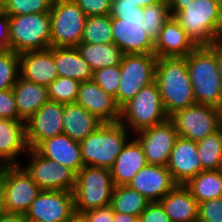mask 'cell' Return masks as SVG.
<instances>
[{"label":"cell","instance_id":"1","mask_svg":"<svg viewBox=\"0 0 222 222\" xmlns=\"http://www.w3.org/2000/svg\"><path fill=\"white\" fill-rule=\"evenodd\" d=\"M169 7L171 16L197 47L211 46L222 39V8L213 0H194Z\"/></svg>","mask_w":222,"mask_h":222},{"label":"cell","instance_id":"2","mask_svg":"<svg viewBox=\"0 0 222 222\" xmlns=\"http://www.w3.org/2000/svg\"><path fill=\"white\" fill-rule=\"evenodd\" d=\"M155 81L168 116L196 104L185 57L158 58Z\"/></svg>","mask_w":222,"mask_h":222},{"label":"cell","instance_id":"3","mask_svg":"<svg viewBox=\"0 0 222 222\" xmlns=\"http://www.w3.org/2000/svg\"><path fill=\"white\" fill-rule=\"evenodd\" d=\"M185 59L196 103L222 109V84L217 68L216 42L211 46L196 47Z\"/></svg>","mask_w":222,"mask_h":222},{"label":"cell","instance_id":"4","mask_svg":"<svg viewBox=\"0 0 222 222\" xmlns=\"http://www.w3.org/2000/svg\"><path fill=\"white\" fill-rule=\"evenodd\" d=\"M130 133L120 121L103 123L80 142L83 165L110 170Z\"/></svg>","mask_w":222,"mask_h":222},{"label":"cell","instance_id":"5","mask_svg":"<svg viewBox=\"0 0 222 222\" xmlns=\"http://www.w3.org/2000/svg\"><path fill=\"white\" fill-rule=\"evenodd\" d=\"M114 187L109 169L84 166L76 174L73 189L75 212L84 213L109 206Z\"/></svg>","mask_w":222,"mask_h":222},{"label":"cell","instance_id":"6","mask_svg":"<svg viewBox=\"0 0 222 222\" xmlns=\"http://www.w3.org/2000/svg\"><path fill=\"white\" fill-rule=\"evenodd\" d=\"M167 119L169 116L165 111L156 81L145 86L121 108L120 122L133 135Z\"/></svg>","mask_w":222,"mask_h":222},{"label":"cell","instance_id":"7","mask_svg":"<svg viewBox=\"0 0 222 222\" xmlns=\"http://www.w3.org/2000/svg\"><path fill=\"white\" fill-rule=\"evenodd\" d=\"M10 50L21 54L51 47L50 12L9 16Z\"/></svg>","mask_w":222,"mask_h":222},{"label":"cell","instance_id":"8","mask_svg":"<svg viewBox=\"0 0 222 222\" xmlns=\"http://www.w3.org/2000/svg\"><path fill=\"white\" fill-rule=\"evenodd\" d=\"M155 54H124L120 64V86L116 103L120 109L145 86L155 81Z\"/></svg>","mask_w":222,"mask_h":222},{"label":"cell","instance_id":"9","mask_svg":"<svg viewBox=\"0 0 222 222\" xmlns=\"http://www.w3.org/2000/svg\"><path fill=\"white\" fill-rule=\"evenodd\" d=\"M51 47H76L80 44L87 16L74 0H53Z\"/></svg>","mask_w":222,"mask_h":222},{"label":"cell","instance_id":"10","mask_svg":"<svg viewBox=\"0 0 222 222\" xmlns=\"http://www.w3.org/2000/svg\"><path fill=\"white\" fill-rule=\"evenodd\" d=\"M114 44L124 54H154V42L141 28L143 8L136 12L110 13Z\"/></svg>","mask_w":222,"mask_h":222},{"label":"cell","instance_id":"11","mask_svg":"<svg viewBox=\"0 0 222 222\" xmlns=\"http://www.w3.org/2000/svg\"><path fill=\"white\" fill-rule=\"evenodd\" d=\"M169 119L178 136L197 142L222 127V109L196 103L174 112Z\"/></svg>","mask_w":222,"mask_h":222},{"label":"cell","instance_id":"12","mask_svg":"<svg viewBox=\"0 0 222 222\" xmlns=\"http://www.w3.org/2000/svg\"><path fill=\"white\" fill-rule=\"evenodd\" d=\"M0 181L9 213L25 214L42 191L20 165L1 166Z\"/></svg>","mask_w":222,"mask_h":222},{"label":"cell","instance_id":"13","mask_svg":"<svg viewBox=\"0 0 222 222\" xmlns=\"http://www.w3.org/2000/svg\"><path fill=\"white\" fill-rule=\"evenodd\" d=\"M26 156L29 163L20 166L41 190L73 192L76 173L72 169L40 155L35 149H29Z\"/></svg>","mask_w":222,"mask_h":222},{"label":"cell","instance_id":"14","mask_svg":"<svg viewBox=\"0 0 222 222\" xmlns=\"http://www.w3.org/2000/svg\"><path fill=\"white\" fill-rule=\"evenodd\" d=\"M133 136L143 147L148 164L166 166L178 138V132L170 119L143 129Z\"/></svg>","mask_w":222,"mask_h":222},{"label":"cell","instance_id":"15","mask_svg":"<svg viewBox=\"0 0 222 222\" xmlns=\"http://www.w3.org/2000/svg\"><path fill=\"white\" fill-rule=\"evenodd\" d=\"M74 212L73 192L42 190L25 215L37 222H65Z\"/></svg>","mask_w":222,"mask_h":222},{"label":"cell","instance_id":"16","mask_svg":"<svg viewBox=\"0 0 222 222\" xmlns=\"http://www.w3.org/2000/svg\"><path fill=\"white\" fill-rule=\"evenodd\" d=\"M64 104L48 100L26 122V140L34 149L45 139L63 134Z\"/></svg>","mask_w":222,"mask_h":222},{"label":"cell","instance_id":"17","mask_svg":"<svg viewBox=\"0 0 222 222\" xmlns=\"http://www.w3.org/2000/svg\"><path fill=\"white\" fill-rule=\"evenodd\" d=\"M167 168L176 184L185 185L202 171L197 142L178 136Z\"/></svg>","mask_w":222,"mask_h":222},{"label":"cell","instance_id":"18","mask_svg":"<svg viewBox=\"0 0 222 222\" xmlns=\"http://www.w3.org/2000/svg\"><path fill=\"white\" fill-rule=\"evenodd\" d=\"M76 103L103 123L120 121L121 109L115 98L107 94L93 80L81 82Z\"/></svg>","mask_w":222,"mask_h":222},{"label":"cell","instance_id":"19","mask_svg":"<svg viewBox=\"0 0 222 222\" xmlns=\"http://www.w3.org/2000/svg\"><path fill=\"white\" fill-rule=\"evenodd\" d=\"M176 185L166 166L152 164L140 169L129 183L149 202H159Z\"/></svg>","mask_w":222,"mask_h":222},{"label":"cell","instance_id":"20","mask_svg":"<svg viewBox=\"0 0 222 222\" xmlns=\"http://www.w3.org/2000/svg\"><path fill=\"white\" fill-rule=\"evenodd\" d=\"M20 77L48 87L58 77L54 62V47L19 54Z\"/></svg>","mask_w":222,"mask_h":222},{"label":"cell","instance_id":"21","mask_svg":"<svg viewBox=\"0 0 222 222\" xmlns=\"http://www.w3.org/2000/svg\"><path fill=\"white\" fill-rule=\"evenodd\" d=\"M28 150L26 122L0 119V165H20L19 156Z\"/></svg>","mask_w":222,"mask_h":222},{"label":"cell","instance_id":"22","mask_svg":"<svg viewBox=\"0 0 222 222\" xmlns=\"http://www.w3.org/2000/svg\"><path fill=\"white\" fill-rule=\"evenodd\" d=\"M40 155L72 169L76 174L84 167L80 142L65 134L45 139L34 148Z\"/></svg>","mask_w":222,"mask_h":222},{"label":"cell","instance_id":"23","mask_svg":"<svg viewBox=\"0 0 222 222\" xmlns=\"http://www.w3.org/2000/svg\"><path fill=\"white\" fill-rule=\"evenodd\" d=\"M197 46L188 37L186 31L170 16L160 30L154 43V54L162 57H186Z\"/></svg>","mask_w":222,"mask_h":222},{"label":"cell","instance_id":"24","mask_svg":"<svg viewBox=\"0 0 222 222\" xmlns=\"http://www.w3.org/2000/svg\"><path fill=\"white\" fill-rule=\"evenodd\" d=\"M133 138L123 146L110 169L114 186L129 185L136 173L148 164L143 147Z\"/></svg>","mask_w":222,"mask_h":222},{"label":"cell","instance_id":"25","mask_svg":"<svg viewBox=\"0 0 222 222\" xmlns=\"http://www.w3.org/2000/svg\"><path fill=\"white\" fill-rule=\"evenodd\" d=\"M159 202L171 222H198L199 204L185 185L177 184Z\"/></svg>","mask_w":222,"mask_h":222},{"label":"cell","instance_id":"26","mask_svg":"<svg viewBox=\"0 0 222 222\" xmlns=\"http://www.w3.org/2000/svg\"><path fill=\"white\" fill-rule=\"evenodd\" d=\"M103 124L96 116L77 103L64 104L63 134L81 142Z\"/></svg>","mask_w":222,"mask_h":222},{"label":"cell","instance_id":"27","mask_svg":"<svg viewBox=\"0 0 222 222\" xmlns=\"http://www.w3.org/2000/svg\"><path fill=\"white\" fill-rule=\"evenodd\" d=\"M19 118L27 122L48 100V87L27 81L20 76L12 88Z\"/></svg>","mask_w":222,"mask_h":222},{"label":"cell","instance_id":"28","mask_svg":"<svg viewBox=\"0 0 222 222\" xmlns=\"http://www.w3.org/2000/svg\"><path fill=\"white\" fill-rule=\"evenodd\" d=\"M54 62L58 76L80 82L93 80V70L76 47H54Z\"/></svg>","mask_w":222,"mask_h":222},{"label":"cell","instance_id":"29","mask_svg":"<svg viewBox=\"0 0 222 222\" xmlns=\"http://www.w3.org/2000/svg\"><path fill=\"white\" fill-rule=\"evenodd\" d=\"M80 55L89 64L93 72L104 67L120 65L124 53L114 43L109 44H86L76 46Z\"/></svg>","mask_w":222,"mask_h":222},{"label":"cell","instance_id":"30","mask_svg":"<svg viewBox=\"0 0 222 222\" xmlns=\"http://www.w3.org/2000/svg\"><path fill=\"white\" fill-rule=\"evenodd\" d=\"M185 186L199 203L222 197V169L201 171Z\"/></svg>","mask_w":222,"mask_h":222},{"label":"cell","instance_id":"31","mask_svg":"<svg viewBox=\"0 0 222 222\" xmlns=\"http://www.w3.org/2000/svg\"><path fill=\"white\" fill-rule=\"evenodd\" d=\"M149 201L129 185L115 186L110 206L114 212L140 216Z\"/></svg>","mask_w":222,"mask_h":222},{"label":"cell","instance_id":"32","mask_svg":"<svg viewBox=\"0 0 222 222\" xmlns=\"http://www.w3.org/2000/svg\"><path fill=\"white\" fill-rule=\"evenodd\" d=\"M202 171L222 169V127L197 141Z\"/></svg>","mask_w":222,"mask_h":222},{"label":"cell","instance_id":"33","mask_svg":"<svg viewBox=\"0 0 222 222\" xmlns=\"http://www.w3.org/2000/svg\"><path fill=\"white\" fill-rule=\"evenodd\" d=\"M80 43H114L110 15L87 17Z\"/></svg>","mask_w":222,"mask_h":222},{"label":"cell","instance_id":"34","mask_svg":"<svg viewBox=\"0 0 222 222\" xmlns=\"http://www.w3.org/2000/svg\"><path fill=\"white\" fill-rule=\"evenodd\" d=\"M144 18L141 28L144 29L150 39L155 43L164 23L171 16L168 0L143 8Z\"/></svg>","mask_w":222,"mask_h":222},{"label":"cell","instance_id":"35","mask_svg":"<svg viewBox=\"0 0 222 222\" xmlns=\"http://www.w3.org/2000/svg\"><path fill=\"white\" fill-rule=\"evenodd\" d=\"M80 84L78 80L58 76L48 86L49 100L63 104L76 103Z\"/></svg>","mask_w":222,"mask_h":222},{"label":"cell","instance_id":"36","mask_svg":"<svg viewBox=\"0 0 222 222\" xmlns=\"http://www.w3.org/2000/svg\"><path fill=\"white\" fill-rule=\"evenodd\" d=\"M19 76V54L13 50L0 51V91L12 89Z\"/></svg>","mask_w":222,"mask_h":222},{"label":"cell","instance_id":"37","mask_svg":"<svg viewBox=\"0 0 222 222\" xmlns=\"http://www.w3.org/2000/svg\"><path fill=\"white\" fill-rule=\"evenodd\" d=\"M53 0H2V10L9 16L50 12Z\"/></svg>","mask_w":222,"mask_h":222},{"label":"cell","instance_id":"38","mask_svg":"<svg viewBox=\"0 0 222 222\" xmlns=\"http://www.w3.org/2000/svg\"><path fill=\"white\" fill-rule=\"evenodd\" d=\"M120 65L104 67L93 72V81L96 82L107 94L115 98L120 86Z\"/></svg>","mask_w":222,"mask_h":222},{"label":"cell","instance_id":"39","mask_svg":"<svg viewBox=\"0 0 222 222\" xmlns=\"http://www.w3.org/2000/svg\"><path fill=\"white\" fill-rule=\"evenodd\" d=\"M198 222H222V197L199 203Z\"/></svg>","mask_w":222,"mask_h":222},{"label":"cell","instance_id":"40","mask_svg":"<svg viewBox=\"0 0 222 222\" xmlns=\"http://www.w3.org/2000/svg\"><path fill=\"white\" fill-rule=\"evenodd\" d=\"M0 119L22 121L18 116L16 99L12 89L0 91Z\"/></svg>","mask_w":222,"mask_h":222},{"label":"cell","instance_id":"41","mask_svg":"<svg viewBox=\"0 0 222 222\" xmlns=\"http://www.w3.org/2000/svg\"><path fill=\"white\" fill-rule=\"evenodd\" d=\"M87 17L110 14L112 0H74Z\"/></svg>","mask_w":222,"mask_h":222},{"label":"cell","instance_id":"42","mask_svg":"<svg viewBox=\"0 0 222 222\" xmlns=\"http://www.w3.org/2000/svg\"><path fill=\"white\" fill-rule=\"evenodd\" d=\"M139 222H171L160 202H149L139 216Z\"/></svg>","mask_w":222,"mask_h":222},{"label":"cell","instance_id":"43","mask_svg":"<svg viewBox=\"0 0 222 222\" xmlns=\"http://www.w3.org/2000/svg\"><path fill=\"white\" fill-rule=\"evenodd\" d=\"M88 222H113L114 211L109 205L97 209H91L83 213Z\"/></svg>","mask_w":222,"mask_h":222},{"label":"cell","instance_id":"44","mask_svg":"<svg viewBox=\"0 0 222 222\" xmlns=\"http://www.w3.org/2000/svg\"><path fill=\"white\" fill-rule=\"evenodd\" d=\"M10 20L7 13H0V51L10 50Z\"/></svg>","mask_w":222,"mask_h":222},{"label":"cell","instance_id":"45","mask_svg":"<svg viewBox=\"0 0 222 222\" xmlns=\"http://www.w3.org/2000/svg\"><path fill=\"white\" fill-rule=\"evenodd\" d=\"M140 7L135 3L122 2V0H112L110 13L136 12Z\"/></svg>","mask_w":222,"mask_h":222},{"label":"cell","instance_id":"46","mask_svg":"<svg viewBox=\"0 0 222 222\" xmlns=\"http://www.w3.org/2000/svg\"><path fill=\"white\" fill-rule=\"evenodd\" d=\"M0 222H27V218L23 213L7 212L0 218Z\"/></svg>","mask_w":222,"mask_h":222},{"label":"cell","instance_id":"47","mask_svg":"<svg viewBox=\"0 0 222 222\" xmlns=\"http://www.w3.org/2000/svg\"><path fill=\"white\" fill-rule=\"evenodd\" d=\"M113 222H139V216L114 212Z\"/></svg>","mask_w":222,"mask_h":222},{"label":"cell","instance_id":"48","mask_svg":"<svg viewBox=\"0 0 222 222\" xmlns=\"http://www.w3.org/2000/svg\"><path fill=\"white\" fill-rule=\"evenodd\" d=\"M217 68L222 84V39L216 41Z\"/></svg>","mask_w":222,"mask_h":222},{"label":"cell","instance_id":"49","mask_svg":"<svg viewBox=\"0 0 222 222\" xmlns=\"http://www.w3.org/2000/svg\"><path fill=\"white\" fill-rule=\"evenodd\" d=\"M162 0H122V2H130L135 3L138 7L144 8L150 5L157 4L161 2Z\"/></svg>","mask_w":222,"mask_h":222},{"label":"cell","instance_id":"50","mask_svg":"<svg viewBox=\"0 0 222 222\" xmlns=\"http://www.w3.org/2000/svg\"><path fill=\"white\" fill-rule=\"evenodd\" d=\"M6 213H7V209L5 206L4 191H3V186L0 181V218Z\"/></svg>","mask_w":222,"mask_h":222},{"label":"cell","instance_id":"51","mask_svg":"<svg viewBox=\"0 0 222 222\" xmlns=\"http://www.w3.org/2000/svg\"><path fill=\"white\" fill-rule=\"evenodd\" d=\"M65 222H88L83 213L74 212Z\"/></svg>","mask_w":222,"mask_h":222},{"label":"cell","instance_id":"52","mask_svg":"<svg viewBox=\"0 0 222 222\" xmlns=\"http://www.w3.org/2000/svg\"><path fill=\"white\" fill-rule=\"evenodd\" d=\"M169 5H187L194 0H168Z\"/></svg>","mask_w":222,"mask_h":222},{"label":"cell","instance_id":"53","mask_svg":"<svg viewBox=\"0 0 222 222\" xmlns=\"http://www.w3.org/2000/svg\"><path fill=\"white\" fill-rule=\"evenodd\" d=\"M213 1L222 8V0H213Z\"/></svg>","mask_w":222,"mask_h":222},{"label":"cell","instance_id":"54","mask_svg":"<svg viewBox=\"0 0 222 222\" xmlns=\"http://www.w3.org/2000/svg\"><path fill=\"white\" fill-rule=\"evenodd\" d=\"M3 12L2 10V0H0V13Z\"/></svg>","mask_w":222,"mask_h":222},{"label":"cell","instance_id":"55","mask_svg":"<svg viewBox=\"0 0 222 222\" xmlns=\"http://www.w3.org/2000/svg\"><path fill=\"white\" fill-rule=\"evenodd\" d=\"M27 222H37V221L27 219Z\"/></svg>","mask_w":222,"mask_h":222}]
</instances>
